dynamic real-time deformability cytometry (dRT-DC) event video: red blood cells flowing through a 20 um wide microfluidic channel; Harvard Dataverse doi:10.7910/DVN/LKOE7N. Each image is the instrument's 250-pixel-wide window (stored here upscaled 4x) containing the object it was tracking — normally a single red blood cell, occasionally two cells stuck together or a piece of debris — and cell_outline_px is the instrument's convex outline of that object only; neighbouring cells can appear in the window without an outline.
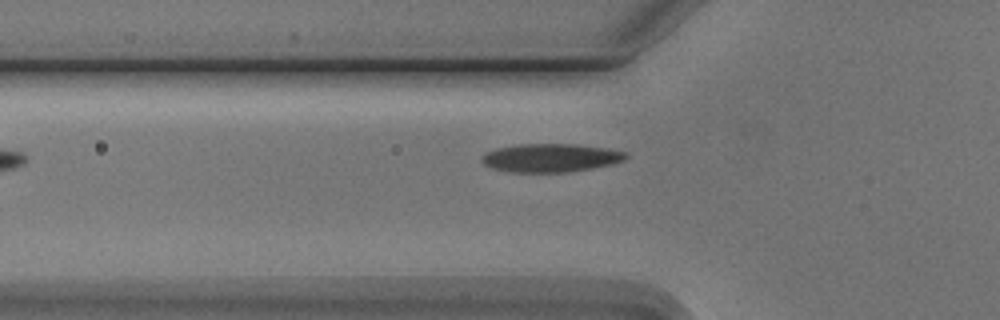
{"species": "Egyptian fruit bat (a non-hibernating species)", "species_latin": "Rousettus aegyptiacus", "temperature_condition": "cold", "stored_images_in_passage": 3, "camera_frame_rate_fps": 3000, "um_per_image_px": 0.085, "animal": {"sex": "male"}, "frame": {"image": 1, "passage_image": 2, "time_ms": 1.333, "image_size_px": [1000, 320], "cell_outline_px": [[628, 156], [624, 160], [612, 164], [592, 168], [564, 172], [512, 172], [492, 168], [484, 164], [480, 160], [480, 156], [484, 152], [496, 148], [520, 144], [576, 144], [604, 148], [628, 152]], "centroid_in_image_um": [46.77, 13.41], "position_along_channel_um": 79.0, "area_um2": 23.87}}
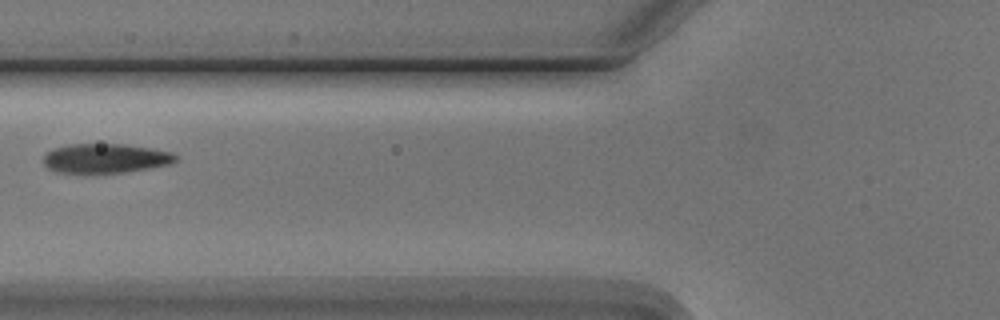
{"frame": {"image": 2, "passage_image": 3, "time_ms": 2.333, "image_size_px": [1000, 320], "cell_outline_px": [[180, 160], [172, 164], [124, 172], [56, 172], [48, 168], [44, 164], [44, 156], [52, 148], [68, 144], [124, 144], [152, 148], [172, 152], [180, 156]], "centroid_in_image_um": [9.03, 13.44], "position_along_channel_um": 116.8, "area_um2": 22.72}}